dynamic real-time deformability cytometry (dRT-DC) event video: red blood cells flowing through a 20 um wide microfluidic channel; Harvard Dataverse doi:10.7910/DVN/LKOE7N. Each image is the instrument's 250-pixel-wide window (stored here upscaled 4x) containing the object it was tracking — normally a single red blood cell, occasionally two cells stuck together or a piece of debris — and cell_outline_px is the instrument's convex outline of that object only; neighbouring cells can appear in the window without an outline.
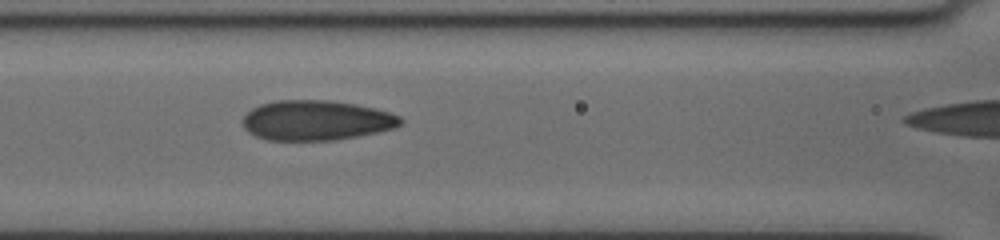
{"species": "human", "species_latin": "Homo sapiens", "temperature_condition": "cold", "stored_images_in_passage": 11, "camera_frame_rate_fps": 3000, "um_per_image_px": 0.085, "donor": {"sex": "female"}, "frame": {"image": 1, "passage_image": 9, "time_ms": 7.667, "image_size_px": [1000, 240], "cell_outline_px": [[404, 120], [400, 124], [392, 128], [376, 132], [356, 136], [332, 140], [268, 140], [256, 136], [248, 132], [244, 128], [244, 116], [252, 108], [260, 104], [276, 100], [328, 100], [376, 108], [400, 116]], "centroid_in_image_um": [26.86, 10.22], "position_along_channel_um": 139.7, "area_um2": 36.47}}